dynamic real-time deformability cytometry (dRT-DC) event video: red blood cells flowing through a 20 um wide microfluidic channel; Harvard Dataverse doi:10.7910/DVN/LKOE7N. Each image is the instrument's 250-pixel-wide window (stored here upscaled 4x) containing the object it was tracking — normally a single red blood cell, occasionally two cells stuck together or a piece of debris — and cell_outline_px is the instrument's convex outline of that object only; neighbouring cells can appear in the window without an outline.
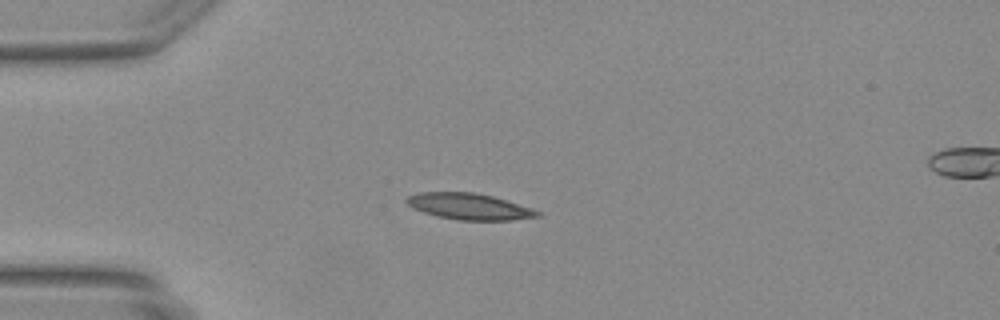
{"species": "Egyptian fruit bat (a non-hibernating species)", "species_latin": "Rousettus aegyptiacus", "temperature_condition": "warm", "stored_images_in_passage": 36, "camera_frame_rate_fps": 3000, "um_per_image_px": 0.085, "animal": {"sex": "female"}, "frame": {"image": 1, "passage_image": 1, "time_ms": 0.0, "image_size_px": [1000, 320], "cell_outline_px": [[540, 216], [512, 220], [456, 220], [436, 216], [412, 208], [404, 200], [408, 196], [420, 192], [472, 192], [492, 196], [532, 208], [540, 212]], "centroid_in_image_um": [39.85, 17.55], "position_along_channel_um": 45.1, "area_um2": 19.94}}
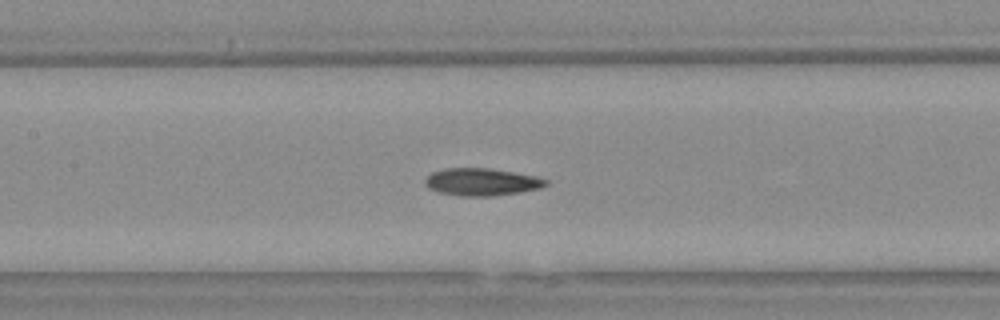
{"frame": {"image": 2, "passage_image": 11, "time_ms": 3.333, "image_size_px": [1000, 320], "cell_outline_px": [[548, 184], [540, 188], [520, 192], [492, 196], [460, 196], [440, 192], [428, 188], [424, 184], [424, 180], [432, 172], [444, 168], [488, 168], [536, 176], [548, 180]], "centroid_in_image_um": [40.93, 15.46], "position_along_channel_um": 166.5, "area_um2": 19.25}}
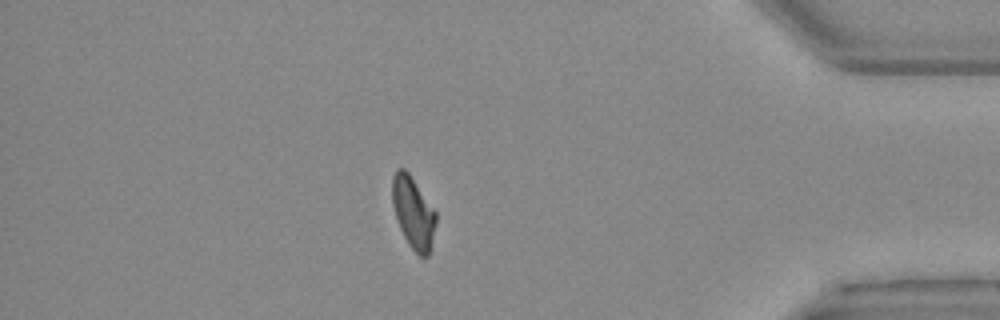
{"frame": {"image": 3, "passage_image": 30, "time_ms": 9.667, "image_size_px": [1000, 320], "cell_outline_px": [[436, 224], [428, 256], [420, 256], [408, 244], [396, 220], [392, 204], [392, 176], [396, 168], [404, 168], [408, 172], [436, 212]], "centroid_in_image_um": [35.1, 18.04], "position_along_channel_um": 400.1, "area_um2": 18.15}}